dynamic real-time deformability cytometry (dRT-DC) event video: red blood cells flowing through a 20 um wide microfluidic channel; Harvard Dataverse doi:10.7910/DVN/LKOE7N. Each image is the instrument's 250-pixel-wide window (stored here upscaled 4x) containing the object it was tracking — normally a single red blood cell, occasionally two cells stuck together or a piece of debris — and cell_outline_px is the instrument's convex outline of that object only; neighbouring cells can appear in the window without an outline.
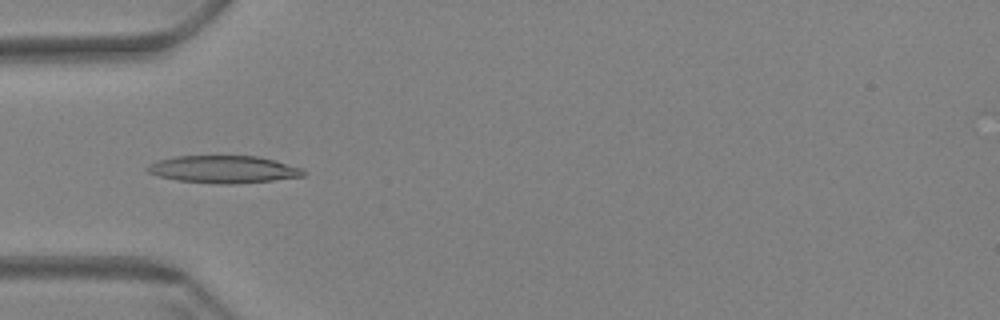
{"species": "Egyptian fruit bat (a non-hibernating species)", "species_latin": "Rousettus aegyptiacus", "temperature_condition": "warm", "stored_images_in_passage": 58, "camera_frame_rate_fps": 3000, "um_per_image_px": 0.085, "animal": {"sex": "female"}, "frame": {"image": 1, "passage_image": 18, "time_ms": 5.667, "image_size_px": [1000, 320], "cell_outline_px": [[308, 172], [304, 176], [272, 180], [236, 184], [220, 184], [176, 180], [160, 176], [148, 172], [144, 168], [148, 164], [160, 160], [176, 156], [256, 156], [276, 160], [300, 168]], "centroid_in_image_um": [19.0, 14.39], "position_along_channel_um": 66.0, "area_um2": 24.85}}
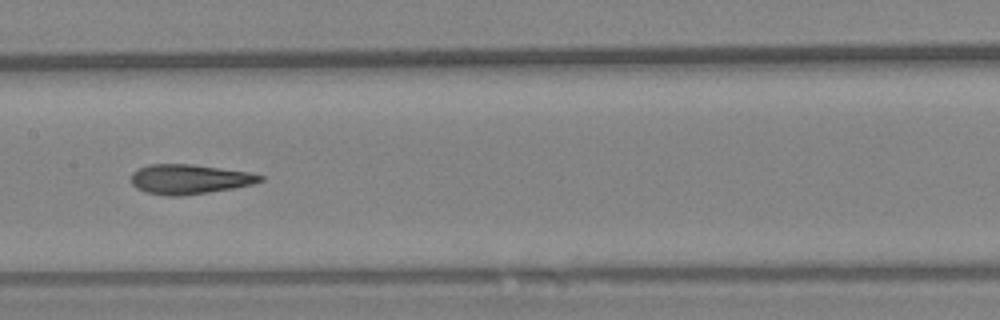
{"frame": {"image": 2, "passage_image": 29, "time_ms": 9.333, "image_size_px": [1000, 320], "cell_outline_px": [[264, 180], [252, 184], [232, 188], [208, 192], [180, 196], [164, 196], [144, 192], [136, 188], [132, 184], [132, 172], [136, 168], [148, 164], [192, 164], [248, 172], [264, 176]], "centroid_in_image_um": [16.04, 15.23], "position_along_channel_um": 191.4, "area_um2": 22.37}}
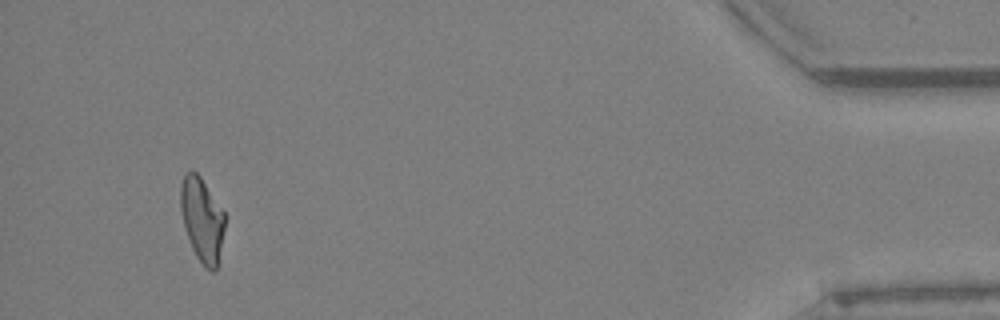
{"frame": {"image": 3, "passage_image": 55, "time_ms": 18.0, "image_size_px": [1000, 320], "cell_outline_px": [[224, 228], [216, 268], [212, 272], [204, 268], [196, 256], [192, 248], [184, 224], [180, 208], [180, 184], [184, 172], [196, 172], [200, 176], [224, 212]], "centroid_in_image_um": [17.15, 18.65], "position_along_channel_um": 418.1, "area_um2": 21.33}, "authors_computed_cell_mechanics": {"area_um2": 22.5131, "velocity_mm_per_s": 3.4444, "shape_relaxation_time_tau1_ms": null, "shape_relaxation_time_tau2_ms": 2.4879, "deformation_change_tau1": null, "deformation_change_tau2": 0.1044}}